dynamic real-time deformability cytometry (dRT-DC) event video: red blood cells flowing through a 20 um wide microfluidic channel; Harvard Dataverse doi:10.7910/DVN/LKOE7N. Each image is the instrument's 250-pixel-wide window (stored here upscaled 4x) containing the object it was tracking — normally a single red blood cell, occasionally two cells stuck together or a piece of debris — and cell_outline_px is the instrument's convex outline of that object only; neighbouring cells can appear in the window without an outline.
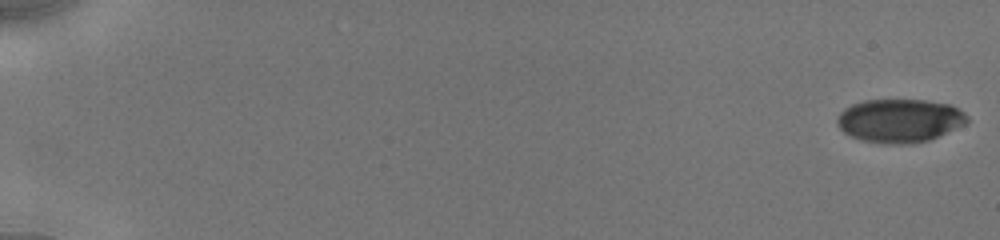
{"species": "human", "species_latin": "Homo sapiens", "temperature_condition": "cold", "stored_images_in_passage": 46, "camera_frame_rate_fps": 3000, "um_per_image_px": 0.085, "donor": {"sex": "male"}, "frame": {"image": 1, "passage_image": 1, "time_ms": 0.0, "image_size_px": [1000, 240], "cell_outline_px": [[968, 120], [964, 124], [928, 140], [904, 144], [892, 144], [864, 140], [852, 136], [844, 132], [836, 124], [836, 116], [844, 108], [852, 104], [864, 100], [928, 100], [948, 104], [964, 112], [968, 116]], "centroid_in_image_um": [76.43, 10.23], "position_along_channel_um": 8.6, "area_um2": 32.6}}
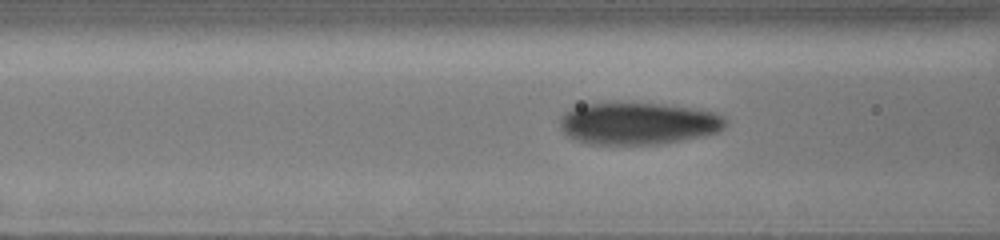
{"frame": {"image": 2, "passage_image": 24, "time_ms": 7.667, "image_size_px": [1000, 240], "cell_outline_px": [[728, 120], [724, 128], [720, 132], [704, 136], [660, 144], [584, 144], [568, 136], [560, 128], [560, 116], [572, 108], [584, 104], [604, 100], [664, 104], [716, 112], [724, 116]], "centroid_in_image_um": [54.23, 10.46], "position_along_channel_um": 112.4, "area_um2": 41.79}}
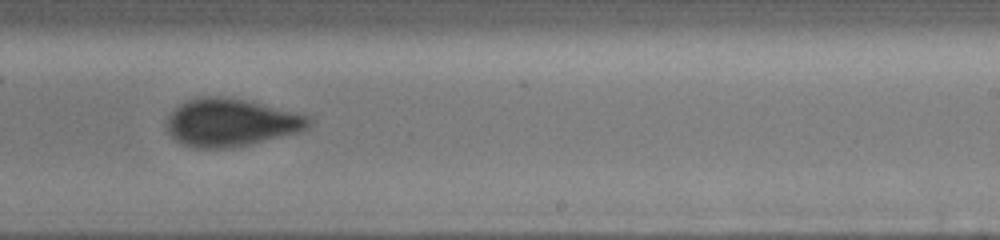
{"frame": {"image": 3, "passage_image": 45, "time_ms": 11.667, "image_size_px": [1000, 240], "cell_outline_px": [[312, 120], [308, 128], [300, 132], [232, 148], [192, 148], [180, 144], [168, 132], [164, 124], [168, 116], [180, 104], [188, 100], [204, 96], [224, 96], [244, 100], [308, 116]], "centroid_in_image_um": [19.57, 10.43], "position_along_channel_um": 269.4, "area_um2": 39.36}}